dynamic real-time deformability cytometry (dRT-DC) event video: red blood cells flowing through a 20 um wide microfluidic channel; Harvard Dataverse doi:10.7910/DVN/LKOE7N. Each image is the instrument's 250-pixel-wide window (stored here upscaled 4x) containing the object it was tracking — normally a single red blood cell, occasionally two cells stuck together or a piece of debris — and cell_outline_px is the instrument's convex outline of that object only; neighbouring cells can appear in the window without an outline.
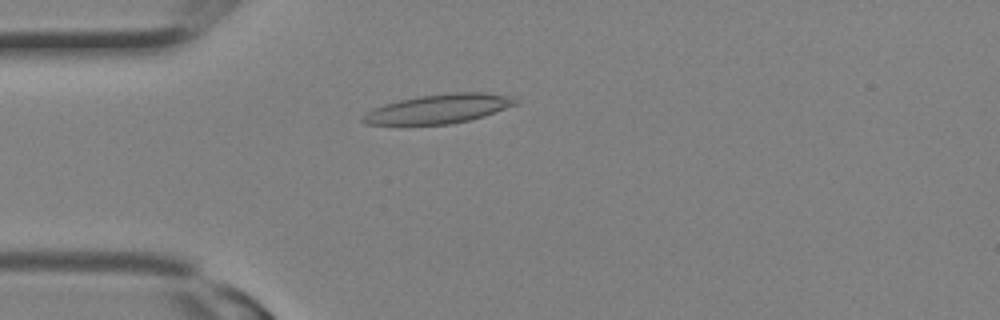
{"species": "Egyptian fruit bat (a non-hibernating species)", "species_latin": "Rousettus aegyptiacus", "temperature_condition": "room temperature", "stored_images_in_passage": 10, "camera_frame_rate_fps": 3000, "um_per_image_px": 0.085, "animal": {"sex": "female"}, "frame": {"image": 1, "passage_image": 4, "time_ms": 1.0, "image_size_px": [1000, 320], "cell_outline_px": [[520, 104], [484, 116], [452, 124], [364, 124], [360, 120], [360, 116], [384, 104], [400, 100], [420, 96], [448, 92], [484, 92], [512, 96], [520, 100]], "centroid_in_image_um": [37.37, 9.23], "position_along_channel_um": 47.6, "area_um2": 26.07}}
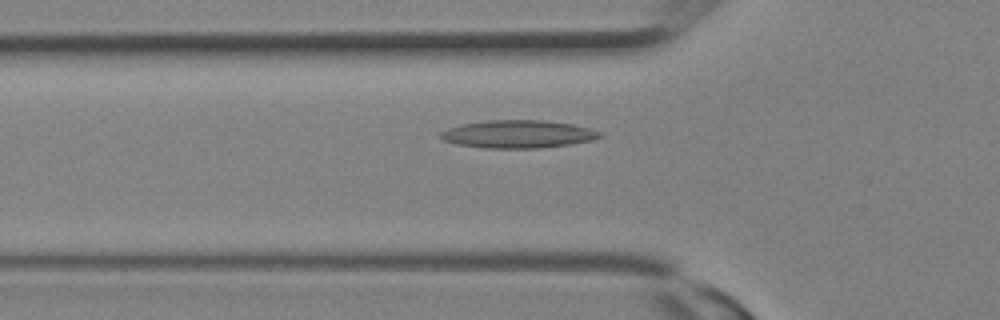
{"frame": {"image": 2, "passage_image": 6, "time_ms": 1.667, "image_size_px": [1000, 320], "cell_outline_px": [[600, 136], [592, 140], [572, 144], [540, 148], [484, 148], [456, 144], [444, 140], [440, 136], [440, 132], [448, 128], [464, 124], [488, 120], [540, 120], [572, 124], [588, 128], [600, 132]], "centroid_in_image_um": [44.01, 11.4], "position_along_channel_um": 81.8, "area_um2": 25.61}}
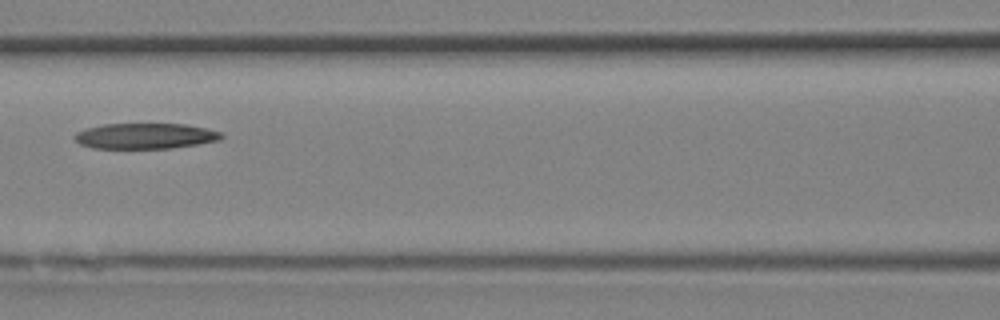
{"frame": {"image": 3, "passage_image": 9, "time_ms": 2.667, "image_size_px": [1000, 320], "cell_outline_px": [[224, 136], [220, 140], [172, 148], [92, 148], [80, 144], [72, 136], [76, 132], [88, 128], [104, 124], [184, 124], [204, 128], [220, 132]], "centroid_in_image_um": [12.32, 11.56], "position_along_channel_um": 154.3, "area_um2": 21.73}}